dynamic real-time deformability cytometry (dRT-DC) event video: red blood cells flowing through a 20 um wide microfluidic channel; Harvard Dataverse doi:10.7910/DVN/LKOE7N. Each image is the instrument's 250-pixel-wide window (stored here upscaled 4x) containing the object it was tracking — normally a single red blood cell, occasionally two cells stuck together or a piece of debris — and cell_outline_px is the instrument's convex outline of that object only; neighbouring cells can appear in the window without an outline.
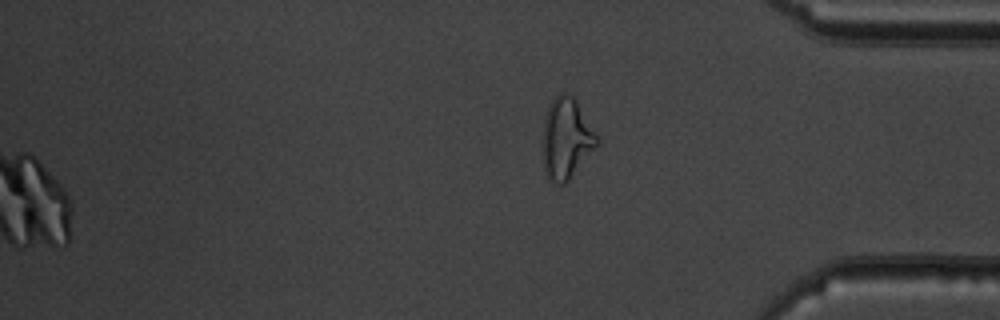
{"species": "common noctule bat (a hibernating species)", "species_latin": "Nyctalus noctula", "temperature_condition": "warm", "stored_images_in_passage": 51, "camera_frame_rate_fps": 3000, "um_per_image_px": 0.085, "animal": {"sex": "male", "body_mass_g": 19.5, "forearm_length_mm": 54.6}, "frame": {"image": 1, "passage_image": 51, "time_ms": 16.667, "image_size_px": [1000, 320], "cell_outline_px": [[600, 144], [568, 180], [564, 184], [556, 184], [544, 172], [540, 144], [544, 120], [548, 108], [552, 100], [560, 92], [564, 92], [572, 96], [576, 100], [596, 136]], "centroid_in_image_um": [48.08, 11.8], "position_along_channel_um": 387.1, "area_um2": 25.66}}